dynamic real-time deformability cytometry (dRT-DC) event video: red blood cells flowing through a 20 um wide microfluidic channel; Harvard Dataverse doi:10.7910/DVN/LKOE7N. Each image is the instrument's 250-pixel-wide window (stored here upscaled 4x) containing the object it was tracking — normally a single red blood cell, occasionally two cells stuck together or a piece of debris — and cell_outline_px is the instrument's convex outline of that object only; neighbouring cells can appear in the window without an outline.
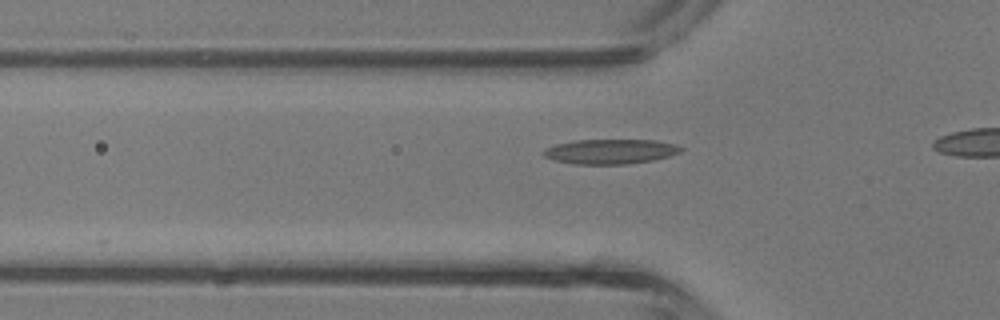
{"species": "common noctule bat (a hibernating species)", "species_latin": "Nyctalus noctula", "temperature_condition": "room temperature", "stored_images_in_passage": 8, "camera_frame_rate_fps": 3000, "um_per_image_px": 0.085, "animal": {"sex": "male", "body_mass_g": 13.3}, "frame": {"image": 1, "passage_image": 3, "time_ms": 0.667, "image_size_px": [1000, 320], "cell_outline_px": [[684, 148], [680, 152], [668, 156], [652, 160], [628, 164], [572, 164], [552, 160], [544, 156], [540, 152], [544, 148], [556, 144], [576, 140], [656, 140], [676, 144]], "centroid_in_image_um": [51.84, 12.88], "position_along_channel_um": 74.0, "area_um2": 20.0}}
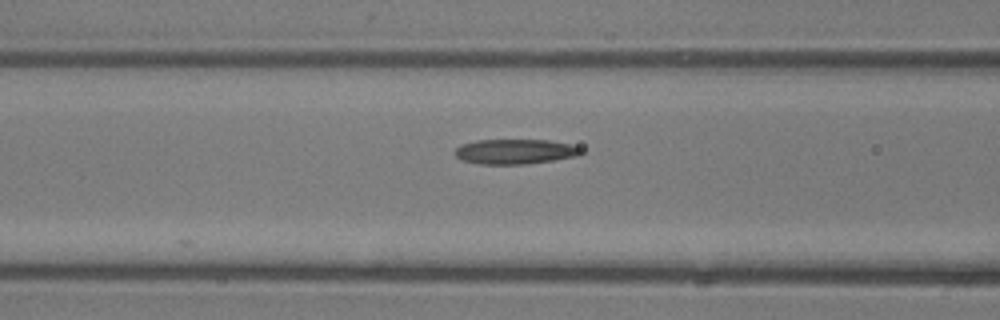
{"frame": {"image": 2, "passage_image": 6, "time_ms": 1.667, "image_size_px": [1000, 320], "cell_outline_px": [[584, 152], [576, 156], [552, 160], [524, 164], [480, 164], [460, 160], [452, 152], [460, 144], [476, 140], [548, 140], [568, 144], [584, 148]], "centroid_in_image_um": [43.74, 12.88], "position_along_channel_um": 122.9, "area_um2": 18.44}}